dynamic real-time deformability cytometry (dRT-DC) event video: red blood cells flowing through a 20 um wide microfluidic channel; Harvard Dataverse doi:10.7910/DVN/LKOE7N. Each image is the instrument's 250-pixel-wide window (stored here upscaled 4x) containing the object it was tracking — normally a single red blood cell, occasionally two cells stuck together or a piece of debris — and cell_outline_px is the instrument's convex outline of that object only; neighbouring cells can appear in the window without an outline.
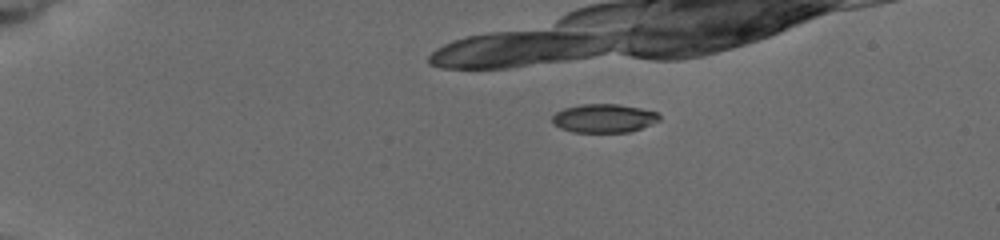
{"species": "common noctule bat (a hibernating species)", "species_latin": "Nyctalus noctula", "temperature_condition": "cold", "stored_images_in_passage": 7, "camera_frame_rate_fps": 3000, "um_per_image_px": 0.085, "animal": {"sex": "female", "body_mass_g": 19.5, "forearm_length_mm": 54.1}, "frame": {"image": 1, "passage_image": 5, "time_ms": 4.0, "image_size_px": [1000, 240], "cell_outline_px": [[660, 120], [640, 128], [628, 132], [572, 132], [560, 128], [552, 124], [552, 116], [556, 112], [564, 108], [580, 104], [616, 104], [640, 108], [656, 112], [660, 116]], "centroid_in_image_um": [51.28, 10.05], "position_along_channel_um": 33.7, "area_um2": 17.8}}